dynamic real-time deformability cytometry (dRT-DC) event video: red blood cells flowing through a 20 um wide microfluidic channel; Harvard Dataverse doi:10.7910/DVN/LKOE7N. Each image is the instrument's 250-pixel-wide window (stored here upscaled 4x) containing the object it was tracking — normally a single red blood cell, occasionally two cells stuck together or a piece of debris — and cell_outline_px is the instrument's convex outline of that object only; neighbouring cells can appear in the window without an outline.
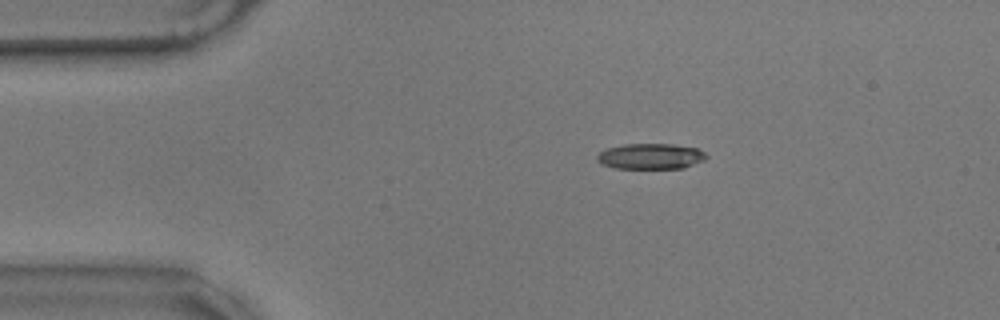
{"species": "common noctule bat (a hibernating species)", "species_latin": "Nyctalus noctula", "temperature_condition": "warm", "stored_images_in_passage": 48, "camera_frame_rate_fps": 3000, "um_per_image_px": 0.085, "animal": {"sex": "male", "body_mass_g": 17.9}, "frame": {"image": 1, "passage_image": 1, "time_ms": 0.0, "image_size_px": [1000, 320], "cell_outline_px": [[708, 156], [704, 160], [684, 168], [616, 168], [600, 164], [596, 160], [596, 156], [604, 148], [624, 144], [672, 144], [696, 148], [704, 152]], "centroid_in_image_um": [55.26, 13.28], "position_along_channel_um": 29.7, "area_um2": 16.42}}
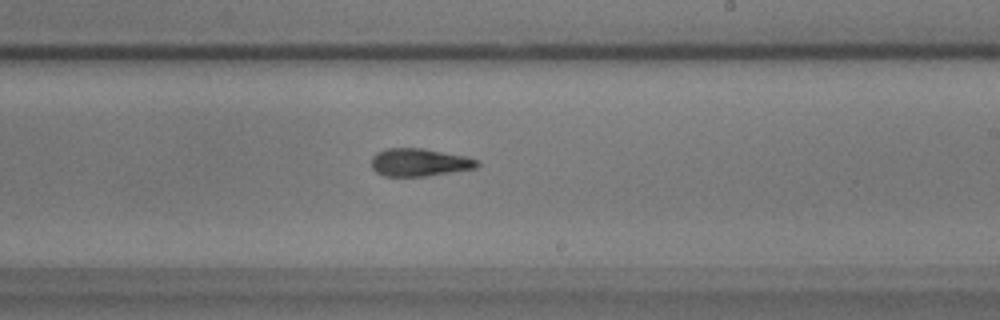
{"frame": {"image": 2, "passage_image": 24, "time_ms": 7.667, "image_size_px": [1000, 320], "cell_outline_px": [[480, 164], [476, 168], [452, 172], [424, 176], [384, 176], [376, 172], [372, 168], [372, 156], [376, 152], [388, 148], [424, 148], [468, 156], [480, 160]], "centroid_in_image_um": [35.68, 13.79], "position_along_channel_um": 253.3, "area_um2": 17.34}}
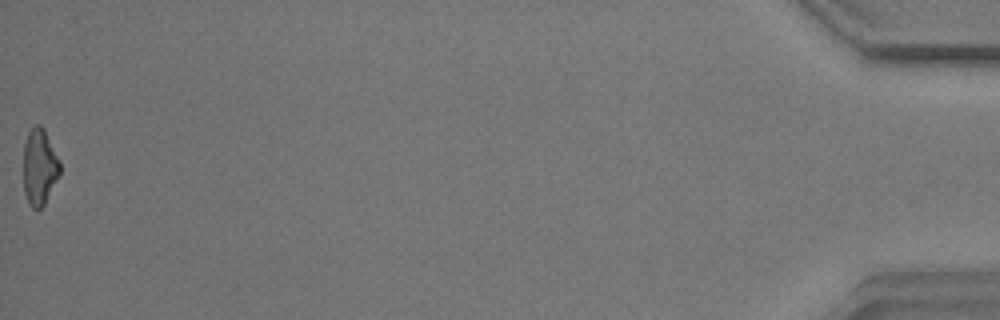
{"frame": {"image": 3, "passage_image": 48, "time_ms": 15.667, "image_size_px": [1000, 320], "cell_outline_px": [[60, 172], [44, 204], [40, 208], [32, 208], [28, 204], [24, 192], [24, 144], [28, 132], [36, 124], [40, 124], [44, 128], [60, 164]], "centroid_in_image_um": [3.33, 14.18], "position_along_channel_um": 431.9, "area_um2": 15.9}, "authors_computed_cell_mechanics": {"area_um2": 17.3111, "velocity_mm_per_s": 3.5169, "shape_relaxation_time_tau1_ms": null, "shape_relaxation_time_tau2_ms": 5.1166, "deformation_change_tau1": null, "deformation_change_tau2": 0.1532}}